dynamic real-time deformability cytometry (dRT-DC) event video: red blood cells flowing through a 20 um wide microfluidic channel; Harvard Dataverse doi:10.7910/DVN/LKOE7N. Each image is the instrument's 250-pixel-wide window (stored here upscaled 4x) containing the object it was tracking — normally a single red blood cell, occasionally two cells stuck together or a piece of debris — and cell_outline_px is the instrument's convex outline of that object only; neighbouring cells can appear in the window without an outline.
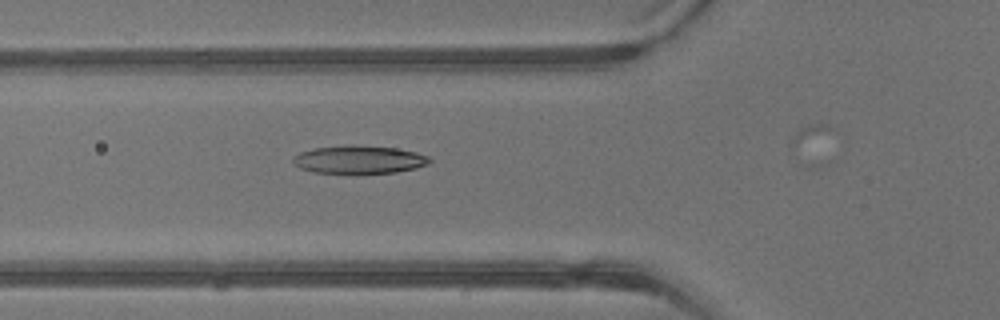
{"species": "common noctule bat (a hibernating species)", "species_latin": "Nyctalus noctula", "temperature_condition": "warm", "stored_images_in_passage": 18, "camera_frame_rate_fps": 3000, "um_per_image_px": 0.085, "animal": {"sex": "male", "body_mass_g": 13.3}, "frame": {"image": 1, "passage_image": 15, "time_ms": 4.667, "image_size_px": [1000, 320], "cell_outline_px": [[432, 160], [428, 164], [416, 168], [396, 172], [360, 176], [352, 176], [316, 172], [300, 168], [292, 164], [292, 160], [300, 152], [316, 148], [348, 144], [396, 148], [416, 152], [428, 156]], "centroid_in_image_um": [30.52, 13.61], "position_along_channel_um": 95.3, "area_um2": 23.24}}
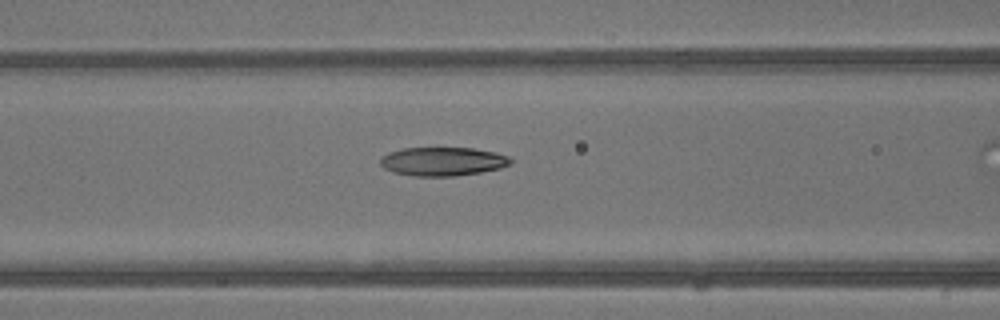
{"frame": {"image": 2, "passage_image": 17, "time_ms": 5.333, "image_size_px": [1000, 320], "cell_outline_px": [[512, 164], [500, 168], [480, 172], [456, 176], [412, 176], [392, 172], [384, 168], [380, 164], [380, 160], [388, 152], [404, 148], [472, 148], [496, 152], [508, 156], [512, 160]], "centroid_in_image_um": [37.64, 13.73], "position_along_channel_um": 129.0, "area_um2": 21.85}}